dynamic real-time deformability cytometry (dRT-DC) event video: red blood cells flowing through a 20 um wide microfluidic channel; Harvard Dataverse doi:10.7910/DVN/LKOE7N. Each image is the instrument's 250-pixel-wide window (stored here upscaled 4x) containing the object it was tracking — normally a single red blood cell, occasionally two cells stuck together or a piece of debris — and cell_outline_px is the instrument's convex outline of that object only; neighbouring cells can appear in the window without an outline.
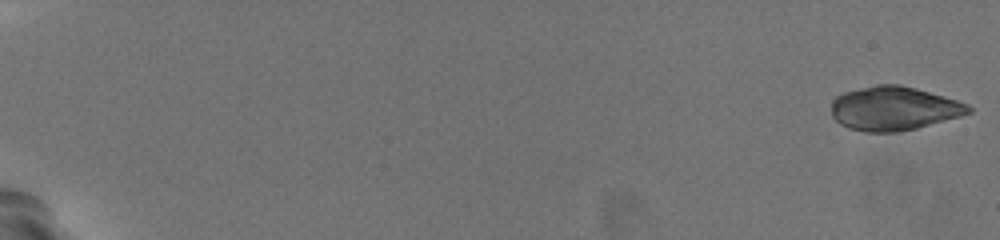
{"species": "common noctule bat (a hibernating species)", "species_latin": "Nyctalus noctula", "temperature_condition": "warm", "stored_images_in_passage": 26, "camera_frame_rate_fps": 3000, "um_per_image_px": 0.085, "animal": {"sex": "female", "body_mass_g": 19.5, "forearm_length_mm": 54.1}, "frame": {"image": 1, "passage_image": 1, "time_ms": 0.0, "image_size_px": [1000, 240], "cell_outline_px": [[972, 112], [960, 116], [916, 128], [896, 132], [864, 132], [848, 128], [840, 124], [832, 116], [832, 100], [836, 96], [844, 92], [876, 84], [900, 84], [916, 88], [944, 96], [968, 104], [972, 108]], "centroid_in_image_um": [75.96, 9.21], "position_along_channel_um": 9.0, "area_um2": 35.08}}